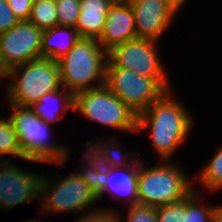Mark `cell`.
<instances>
[{
  "label": "cell",
  "instance_id": "obj_14",
  "mask_svg": "<svg viewBox=\"0 0 222 222\" xmlns=\"http://www.w3.org/2000/svg\"><path fill=\"white\" fill-rule=\"evenodd\" d=\"M199 198L194 189L179 202L156 207L158 222H216L215 206L205 205Z\"/></svg>",
  "mask_w": 222,
  "mask_h": 222
},
{
  "label": "cell",
  "instance_id": "obj_5",
  "mask_svg": "<svg viewBox=\"0 0 222 222\" xmlns=\"http://www.w3.org/2000/svg\"><path fill=\"white\" fill-rule=\"evenodd\" d=\"M10 77L14 83L7 86L8 103L22 107H30L44 94L62 87L58 62L48 58L15 66L8 70Z\"/></svg>",
  "mask_w": 222,
  "mask_h": 222
},
{
  "label": "cell",
  "instance_id": "obj_18",
  "mask_svg": "<svg viewBox=\"0 0 222 222\" xmlns=\"http://www.w3.org/2000/svg\"><path fill=\"white\" fill-rule=\"evenodd\" d=\"M104 140V141H103ZM99 140L93 142L87 141L85 144L89 151L99 160V162L109 168H126L131 166H138L139 160H142L139 155L134 157L131 152H124L122 148L117 147L114 142L116 138ZM130 156H133L130 158Z\"/></svg>",
  "mask_w": 222,
  "mask_h": 222
},
{
  "label": "cell",
  "instance_id": "obj_10",
  "mask_svg": "<svg viewBox=\"0 0 222 222\" xmlns=\"http://www.w3.org/2000/svg\"><path fill=\"white\" fill-rule=\"evenodd\" d=\"M43 30L29 21H20L0 33V52L5 66L11 69L41 58Z\"/></svg>",
  "mask_w": 222,
  "mask_h": 222
},
{
  "label": "cell",
  "instance_id": "obj_25",
  "mask_svg": "<svg viewBox=\"0 0 222 222\" xmlns=\"http://www.w3.org/2000/svg\"><path fill=\"white\" fill-rule=\"evenodd\" d=\"M125 222H158L156 207L133 204L128 206Z\"/></svg>",
  "mask_w": 222,
  "mask_h": 222
},
{
  "label": "cell",
  "instance_id": "obj_19",
  "mask_svg": "<svg viewBox=\"0 0 222 222\" xmlns=\"http://www.w3.org/2000/svg\"><path fill=\"white\" fill-rule=\"evenodd\" d=\"M61 34H63L64 37L66 35L67 38H59ZM79 39L80 36L74 27L57 25L53 28L44 30L42 34L41 58L57 61L67 54ZM56 40L58 44L55 42Z\"/></svg>",
  "mask_w": 222,
  "mask_h": 222
},
{
  "label": "cell",
  "instance_id": "obj_17",
  "mask_svg": "<svg viewBox=\"0 0 222 222\" xmlns=\"http://www.w3.org/2000/svg\"><path fill=\"white\" fill-rule=\"evenodd\" d=\"M137 175L138 166H131L126 168L108 167L107 185L103 190V195L108 192V194H110L112 198L117 199H119V196H123L127 199V206L136 204Z\"/></svg>",
  "mask_w": 222,
  "mask_h": 222
},
{
  "label": "cell",
  "instance_id": "obj_13",
  "mask_svg": "<svg viewBox=\"0 0 222 222\" xmlns=\"http://www.w3.org/2000/svg\"><path fill=\"white\" fill-rule=\"evenodd\" d=\"M135 38V20L129 1L115 0L109 8L101 36L97 39L99 44L108 52L116 45Z\"/></svg>",
  "mask_w": 222,
  "mask_h": 222
},
{
  "label": "cell",
  "instance_id": "obj_8",
  "mask_svg": "<svg viewBox=\"0 0 222 222\" xmlns=\"http://www.w3.org/2000/svg\"><path fill=\"white\" fill-rule=\"evenodd\" d=\"M42 176L40 185V198H42V214L44 213H67L86 212L87 207L98 203L99 198L95 195L87 183L75 172L57 181H51ZM42 196V197H41ZM44 197V198H43ZM97 202V203H96ZM87 208V209H86Z\"/></svg>",
  "mask_w": 222,
  "mask_h": 222
},
{
  "label": "cell",
  "instance_id": "obj_4",
  "mask_svg": "<svg viewBox=\"0 0 222 222\" xmlns=\"http://www.w3.org/2000/svg\"><path fill=\"white\" fill-rule=\"evenodd\" d=\"M8 104L12 111L8 118L17 134L23 159L64 166L63 164L67 163L69 149L47 141L52 125L38 117L30 107Z\"/></svg>",
  "mask_w": 222,
  "mask_h": 222
},
{
  "label": "cell",
  "instance_id": "obj_22",
  "mask_svg": "<svg viewBox=\"0 0 222 222\" xmlns=\"http://www.w3.org/2000/svg\"><path fill=\"white\" fill-rule=\"evenodd\" d=\"M199 179L204 189L215 192L222 189V148H220L207 165L199 170Z\"/></svg>",
  "mask_w": 222,
  "mask_h": 222
},
{
  "label": "cell",
  "instance_id": "obj_27",
  "mask_svg": "<svg viewBox=\"0 0 222 222\" xmlns=\"http://www.w3.org/2000/svg\"><path fill=\"white\" fill-rule=\"evenodd\" d=\"M14 15L20 21H28L31 15L33 0H6Z\"/></svg>",
  "mask_w": 222,
  "mask_h": 222
},
{
  "label": "cell",
  "instance_id": "obj_21",
  "mask_svg": "<svg viewBox=\"0 0 222 222\" xmlns=\"http://www.w3.org/2000/svg\"><path fill=\"white\" fill-rule=\"evenodd\" d=\"M41 30L58 25L55 0L33 1L31 15L28 20Z\"/></svg>",
  "mask_w": 222,
  "mask_h": 222
},
{
  "label": "cell",
  "instance_id": "obj_9",
  "mask_svg": "<svg viewBox=\"0 0 222 222\" xmlns=\"http://www.w3.org/2000/svg\"><path fill=\"white\" fill-rule=\"evenodd\" d=\"M105 86L137 115L166 92L155 79L123 68H106Z\"/></svg>",
  "mask_w": 222,
  "mask_h": 222
},
{
  "label": "cell",
  "instance_id": "obj_2",
  "mask_svg": "<svg viewBox=\"0 0 222 222\" xmlns=\"http://www.w3.org/2000/svg\"><path fill=\"white\" fill-rule=\"evenodd\" d=\"M107 61L108 52L97 39L80 38L57 60L62 87L75 95L105 85Z\"/></svg>",
  "mask_w": 222,
  "mask_h": 222
},
{
  "label": "cell",
  "instance_id": "obj_26",
  "mask_svg": "<svg viewBox=\"0 0 222 222\" xmlns=\"http://www.w3.org/2000/svg\"><path fill=\"white\" fill-rule=\"evenodd\" d=\"M20 20L14 15L6 0H0V33L16 26Z\"/></svg>",
  "mask_w": 222,
  "mask_h": 222
},
{
  "label": "cell",
  "instance_id": "obj_3",
  "mask_svg": "<svg viewBox=\"0 0 222 222\" xmlns=\"http://www.w3.org/2000/svg\"><path fill=\"white\" fill-rule=\"evenodd\" d=\"M191 183V184H190ZM192 182L177 164L164 163L146 168L140 160L137 175V204L159 207L185 199L193 190Z\"/></svg>",
  "mask_w": 222,
  "mask_h": 222
},
{
  "label": "cell",
  "instance_id": "obj_7",
  "mask_svg": "<svg viewBox=\"0 0 222 222\" xmlns=\"http://www.w3.org/2000/svg\"><path fill=\"white\" fill-rule=\"evenodd\" d=\"M157 41L135 38L108 51L106 68H123L155 79L166 91L171 90L167 72L159 60Z\"/></svg>",
  "mask_w": 222,
  "mask_h": 222
},
{
  "label": "cell",
  "instance_id": "obj_12",
  "mask_svg": "<svg viewBox=\"0 0 222 222\" xmlns=\"http://www.w3.org/2000/svg\"><path fill=\"white\" fill-rule=\"evenodd\" d=\"M136 37L158 41L180 11L169 0H130Z\"/></svg>",
  "mask_w": 222,
  "mask_h": 222
},
{
  "label": "cell",
  "instance_id": "obj_31",
  "mask_svg": "<svg viewBox=\"0 0 222 222\" xmlns=\"http://www.w3.org/2000/svg\"><path fill=\"white\" fill-rule=\"evenodd\" d=\"M25 222H44V221H41V220H36V219H29V220H27V221H25Z\"/></svg>",
  "mask_w": 222,
  "mask_h": 222
},
{
  "label": "cell",
  "instance_id": "obj_28",
  "mask_svg": "<svg viewBox=\"0 0 222 222\" xmlns=\"http://www.w3.org/2000/svg\"><path fill=\"white\" fill-rule=\"evenodd\" d=\"M215 220L216 222H222V205H215Z\"/></svg>",
  "mask_w": 222,
  "mask_h": 222
},
{
  "label": "cell",
  "instance_id": "obj_32",
  "mask_svg": "<svg viewBox=\"0 0 222 222\" xmlns=\"http://www.w3.org/2000/svg\"><path fill=\"white\" fill-rule=\"evenodd\" d=\"M3 77H6V76L0 71V83H1V81L3 79Z\"/></svg>",
  "mask_w": 222,
  "mask_h": 222
},
{
  "label": "cell",
  "instance_id": "obj_16",
  "mask_svg": "<svg viewBox=\"0 0 222 222\" xmlns=\"http://www.w3.org/2000/svg\"><path fill=\"white\" fill-rule=\"evenodd\" d=\"M56 103L61 105L57 106ZM30 108L38 117L51 125L63 119L69 110H74V95L65 88L62 91L60 88L44 94Z\"/></svg>",
  "mask_w": 222,
  "mask_h": 222
},
{
  "label": "cell",
  "instance_id": "obj_1",
  "mask_svg": "<svg viewBox=\"0 0 222 222\" xmlns=\"http://www.w3.org/2000/svg\"><path fill=\"white\" fill-rule=\"evenodd\" d=\"M171 93L172 89L166 91L137 115V133L148 129L152 145L162 160H170L193 125L192 115Z\"/></svg>",
  "mask_w": 222,
  "mask_h": 222
},
{
  "label": "cell",
  "instance_id": "obj_6",
  "mask_svg": "<svg viewBox=\"0 0 222 222\" xmlns=\"http://www.w3.org/2000/svg\"><path fill=\"white\" fill-rule=\"evenodd\" d=\"M74 111L91 122L130 133L137 132V114L105 85L76 93Z\"/></svg>",
  "mask_w": 222,
  "mask_h": 222
},
{
  "label": "cell",
  "instance_id": "obj_23",
  "mask_svg": "<svg viewBox=\"0 0 222 222\" xmlns=\"http://www.w3.org/2000/svg\"><path fill=\"white\" fill-rule=\"evenodd\" d=\"M12 155L23 159V152L18 142L17 134L8 117L0 120V160L6 161L4 155Z\"/></svg>",
  "mask_w": 222,
  "mask_h": 222
},
{
  "label": "cell",
  "instance_id": "obj_24",
  "mask_svg": "<svg viewBox=\"0 0 222 222\" xmlns=\"http://www.w3.org/2000/svg\"><path fill=\"white\" fill-rule=\"evenodd\" d=\"M58 25L74 27L80 15V0H55Z\"/></svg>",
  "mask_w": 222,
  "mask_h": 222
},
{
  "label": "cell",
  "instance_id": "obj_11",
  "mask_svg": "<svg viewBox=\"0 0 222 222\" xmlns=\"http://www.w3.org/2000/svg\"><path fill=\"white\" fill-rule=\"evenodd\" d=\"M6 159L0 162V205L9 211L16 205L39 198L43 174L28 173Z\"/></svg>",
  "mask_w": 222,
  "mask_h": 222
},
{
  "label": "cell",
  "instance_id": "obj_20",
  "mask_svg": "<svg viewBox=\"0 0 222 222\" xmlns=\"http://www.w3.org/2000/svg\"><path fill=\"white\" fill-rule=\"evenodd\" d=\"M86 150L84 158L82 157V170L75 173L87 183L100 201L107 185L108 167L103 166L88 148Z\"/></svg>",
  "mask_w": 222,
  "mask_h": 222
},
{
  "label": "cell",
  "instance_id": "obj_15",
  "mask_svg": "<svg viewBox=\"0 0 222 222\" xmlns=\"http://www.w3.org/2000/svg\"><path fill=\"white\" fill-rule=\"evenodd\" d=\"M115 0H80V15L75 29L80 38L98 39L109 8Z\"/></svg>",
  "mask_w": 222,
  "mask_h": 222
},
{
  "label": "cell",
  "instance_id": "obj_29",
  "mask_svg": "<svg viewBox=\"0 0 222 222\" xmlns=\"http://www.w3.org/2000/svg\"><path fill=\"white\" fill-rule=\"evenodd\" d=\"M172 4H174L179 10L182 9V6L185 5L187 0H169Z\"/></svg>",
  "mask_w": 222,
  "mask_h": 222
},
{
  "label": "cell",
  "instance_id": "obj_30",
  "mask_svg": "<svg viewBox=\"0 0 222 222\" xmlns=\"http://www.w3.org/2000/svg\"><path fill=\"white\" fill-rule=\"evenodd\" d=\"M8 70L9 69L5 66L0 52V71L7 77Z\"/></svg>",
  "mask_w": 222,
  "mask_h": 222
}]
</instances>
